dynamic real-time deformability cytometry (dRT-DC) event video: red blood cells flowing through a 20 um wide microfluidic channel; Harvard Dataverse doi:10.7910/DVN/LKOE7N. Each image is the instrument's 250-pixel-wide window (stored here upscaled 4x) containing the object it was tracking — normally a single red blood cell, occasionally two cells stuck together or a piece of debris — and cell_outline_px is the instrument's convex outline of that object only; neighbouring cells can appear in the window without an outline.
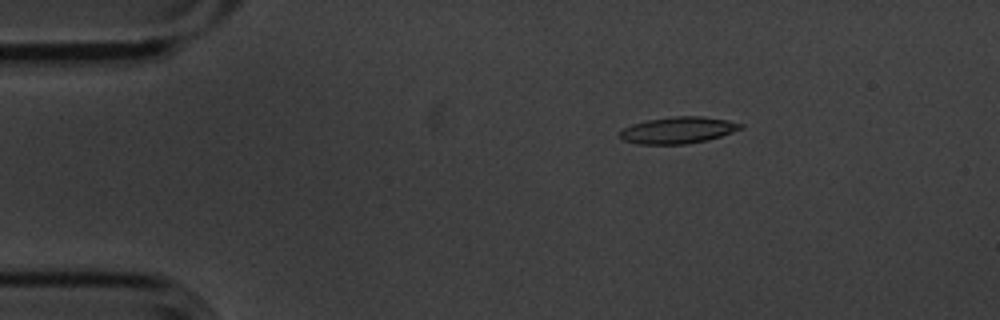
{"species": "common noctule bat (a hibernating species)", "species_latin": "Nyctalus noctula", "temperature_condition": "cold", "stored_images_in_passage": 3, "camera_frame_rate_fps": 3000, "um_per_image_px": 0.085, "animal": {"sex": "male", "body_mass_g": 20.1, "forearm_length_mm": 53.5}, "frame": {"image": 1, "passage_image": 1, "time_ms": 0.0, "image_size_px": [1000, 320], "cell_outline_px": [[744, 128], [708, 140], [688, 144], [636, 144], [624, 140], [620, 136], [620, 132], [624, 128], [632, 124], [648, 120], [676, 116], [700, 116], [728, 120], [744, 124]], "centroid_in_image_um": [57.66, 11.07], "position_along_channel_um": 27.3, "area_um2": 18.67}}
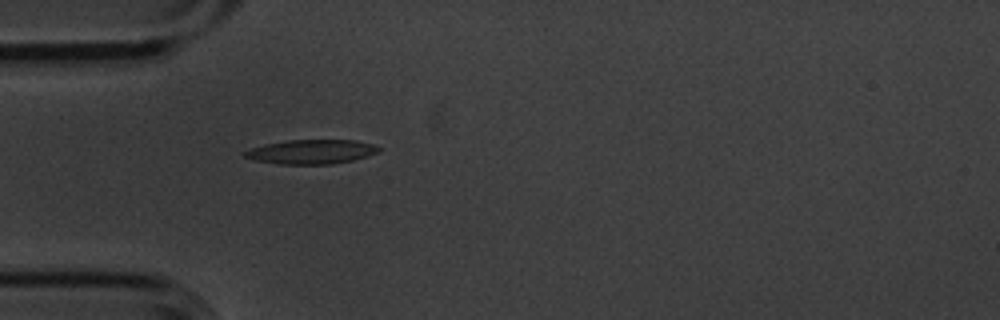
{"frame": {"image": 2, "passage_image": 3, "time_ms": 0.667, "image_size_px": [1000, 320], "cell_outline_px": [[380, 152], [368, 156], [352, 160], [332, 164], [280, 164], [252, 160], [244, 156], [240, 152], [264, 144], [288, 140], [356, 140], [372, 144], [380, 148]], "centroid_in_image_um": [26.44, 12.9], "position_along_channel_um": 58.6, "area_um2": 19.07}}